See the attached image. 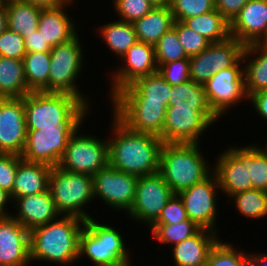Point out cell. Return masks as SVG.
Segmentation results:
<instances>
[{
    "label": "cell",
    "mask_w": 267,
    "mask_h": 266,
    "mask_svg": "<svg viewBox=\"0 0 267 266\" xmlns=\"http://www.w3.org/2000/svg\"><path fill=\"white\" fill-rule=\"evenodd\" d=\"M111 120L109 165L138 177L159 172L162 139L154 134L130 130L113 113Z\"/></svg>",
    "instance_id": "1"
},
{
    "label": "cell",
    "mask_w": 267,
    "mask_h": 266,
    "mask_svg": "<svg viewBox=\"0 0 267 266\" xmlns=\"http://www.w3.org/2000/svg\"><path fill=\"white\" fill-rule=\"evenodd\" d=\"M84 225L79 217L60 215L29 231L31 264L38 260L72 266L79 261V236Z\"/></svg>",
    "instance_id": "2"
},
{
    "label": "cell",
    "mask_w": 267,
    "mask_h": 266,
    "mask_svg": "<svg viewBox=\"0 0 267 266\" xmlns=\"http://www.w3.org/2000/svg\"><path fill=\"white\" fill-rule=\"evenodd\" d=\"M200 146V143L163 144L159 173L175 194L205 180L214 172Z\"/></svg>",
    "instance_id": "3"
},
{
    "label": "cell",
    "mask_w": 267,
    "mask_h": 266,
    "mask_svg": "<svg viewBox=\"0 0 267 266\" xmlns=\"http://www.w3.org/2000/svg\"><path fill=\"white\" fill-rule=\"evenodd\" d=\"M91 108L89 103L82 102L57 127L27 130L26 144L21 158L50 167L58 166L69 138L85 123L91 114L89 113Z\"/></svg>",
    "instance_id": "4"
},
{
    "label": "cell",
    "mask_w": 267,
    "mask_h": 266,
    "mask_svg": "<svg viewBox=\"0 0 267 266\" xmlns=\"http://www.w3.org/2000/svg\"><path fill=\"white\" fill-rule=\"evenodd\" d=\"M110 223L89 218L79 236V260L87 258L95 266H123L131 262L125 238Z\"/></svg>",
    "instance_id": "5"
},
{
    "label": "cell",
    "mask_w": 267,
    "mask_h": 266,
    "mask_svg": "<svg viewBox=\"0 0 267 266\" xmlns=\"http://www.w3.org/2000/svg\"><path fill=\"white\" fill-rule=\"evenodd\" d=\"M48 188L61 215L76 216L84 221L93 218L85 210L91 201L96 200L91 175L68 172L55 166L50 172Z\"/></svg>",
    "instance_id": "6"
},
{
    "label": "cell",
    "mask_w": 267,
    "mask_h": 266,
    "mask_svg": "<svg viewBox=\"0 0 267 266\" xmlns=\"http://www.w3.org/2000/svg\"><path fill=\"white\" fill-rule=\"evenodd\" d=\"M81 38L78 33L69 41L52 47L50 51V66L48 77V93H67L78 97L82 102L89 103V97L84 95L78 86V78L84 69L85 55ZM83 67V68H82Z\"/></svg>",
    "instance_id": "7"
},
{
    "label": "cell",
    "mask_w": 267,
    "mask_h": 266,
    "mask_svg": "<svg viewBox=\"0 0 267 266\" xmlns=\"http://www.w3.org/2000/svg\"><path fill=\"white\" fill-rule=\"evenodd\" d=\"M82 101L67 93L30 92L24 96L27 130L57 127Z\"/></svg>",
    "instance_id": "8"
},
{
    "label": "cell",
    "mask_w": 267,
    "mask_h": 266,
    "mask_svg": "<svg viewBox=\"0 0 267 266\" xmlns=\"http://www.w3.org/2000/svg\"><path fill=\"white\" fill-rule=\"evenodd\" d=\"M81 130L82 126L69 138L58 166L68 172L93 176L109 164L108 139L80 134Z\"/></svg>",
    "instance_id": "9"
},
{
    "label": "cell",
    "mask_w": 267,
    "mask_h": 266,
    "mask_svg": "<svg viewBox=\"0 0 267 266\" xmlns=\"http://www.w3.org/2000/svg\"><path fill=\"white\" fill-rule=\"evenodd\" d=\"M204 89L208 105L219 119L230 113L228 111L236 103L247 101L243 59L232 67L214 73L204 84Z\"/></svg>",
    "instance_id": "10"
},
{
    "label": "cell",
    "mask_w": 267,
    "mask_h": 266,
    "mask_svg": "<svg viewBox=\"0 0 267 266\" xmlns=\"http://www.w3.org/2000/svg\"><path fill=\"white\" fill-rule=\"evenodd\" d=\"M219 118L212 110H193L168 106L162 134L164 143H200L204 132Z\"/></svg>",
    "instance_id": "11"
},
{
    "label": "cell",
    "mask_w": 267,
    "mask_h": 266,
    "mask_svg": "<svg viewBox=\"0 0 267 266\" xmlns=\"http://www.w3.org/2000/svg\"><path fill=\"white\" fill-rule=\"evenodd\" d=\"M221 191L216 174L213 172L205 180L194 184L190 188L178 193L182 199L188 219L195 222L200 228L218 232L217 225L218 205L217 197Z\"/></svg>",
    "instance_id": "12"
},
{
    "label": "cell",
    "mask_w": 267,
    "mask_h": 266,
    "mask_svg": "<svg viewBox=\"0 0 267 266\" xmlns=\"http://www.w3.org/2000/svg\"><path fill=\"white\" fill-rule=\"evenodd\" d=\"M112 113L134 132L160 136L167 106L147 99H110Z\"/></svg>",
    "instance_id": "13"
},
{
    "label": "cell",
    "mask_w": 267,
    "mask_h": 266,
    "mask_svg": "<svg viewBox=\"0 0 267 266\" xmlns=\"http://www.w3.org/2000/svg\"><path fill=\"white\" fill-rule=\"evenodd\" d=\"M174 194L159 172L140 176L136 183L134 203L127 213L128 218L150 227Z\"/></svg>",
    "instance_id": "14"
},
{
    "label": "cell",
    "mask_w": 267,
    "mask_h": 266,
    "mask_svg": "<svg viewBox=\"0 0 267 266\" xmlns=\"http://www.w3.org/2000/svg\"><path fill=\"white\" fill-rule=\"evenodd\" d=\"M93 178L94 199L118 212L128 213L135 200L138 176L121 172L109 164ZM100 198V199H99Z\"/></svg>",
    "instance_id": "15"
},
{
    "label": "cell",
    "mask_w": 267,
    "mask_h": 266,
    "mask_svg": "<svg viewBox=\"0 0 267 266\" xmlns=\"http://www.w3.org/2000/svg\"><path fill=\"white\" fill-rule=\"evenodd\" d=\"M244 48L234 37L210 43L205 50L189 58L190 79L204 85L214 73L234 66L242 58Z\"/></svg>",
    "instance_id": "16"
},
{
    "label": "cell",
    "mask_w": 267,
    "mask_h": 266,
    "mask_svg": "<svg viewBox=\"0 0 267 266\" xmlns=\"http://www.w3.org/2000/svg\"><path fill=\"white\" fill-rule=\"evenodd\" d=\"M213 165L219 188L225 197L230 198L237 193L253 189L248 174V145L229 146L219 153Z\"/></svg>",
    "instance_id": "17"
},
{
    "label": "cell",
    "mask_w": 267,
    "mask_h": 266,
    "mask_svg": "<svg viewBox=\"0 0 267 266\" xmlns=\"http://www.w3.org/2000/svg\"><path fill=\"white\" fill-rule=\"evenodd\" d=\"M120 61L122 66L118 65V68H114L111 71L113 73L110 74L111 97L109 99L136 79L158 72L154 46L151 44L137 41L126 51Z\"/></svg>",
    "instance_id": "18"
},
{
    "label": "cell",
    "mask_w": 267,
    "mask_h": 266,
    "mask_svg": "<svg viewBox=\"0 0 267 266\" xmlns=\"http://www.w3.org/2000/svg\"><path fill=\"white\" fill-rule=\"evenodd\" d=\"M26 139L24 97L0 99V153L21 156Z\"/></svg>",
    "instance_id": "19"
},
{
    "label": "cell",
    "mask_w": 267,
    "mask_h": 266,
    "mask_svg": "<svg viewBox=\"0 0 267 266\" xmlns=\"http://www.w3.org/2000/svg\"><path fill=\"white\" fill-rule=\"evenodd\" d=\"M30 266L29 230L12 216L0 217V266Z\"/></svg>",
    "instance_id": "20"
},
{
    "label": "cell",
    "mask_w": 267,
    "mask_h": 266,
    "mask_svg": "<svg viewBox=\"0 0 267 266\" xmlns=\"http://www.w3.org/2000/svg\"><path fill=\"white\" fill-rule=\"evenodd\" d=\"M13 204L17 212H12L11 216L29 231L46 225L61 215L56 209L49 188L38 194L18 197Z\"/></svg>",
    "instance_id": "21"
},
{
    "label": "cell",
    "mask_w": 267,
    "mask_h": 266,
    "mask_svg": "<svg viewBox=\"0 0 267 266\" xmlns=\"http://www.w3.org/2000/svg\"><path fill=\"white\" fill-rule=\"evenodd\" d=\"M267 29V0H249L230 23V36L244 46L257 43Z\"/></svg>",
    "instance_id": "22"
},
{
    "label": "cell",
    "mask_w": 267,
    "mask_h": 266,
    "mask_svg": "<svg viewBox=\"0 0 267 266\" xmlns=\"http://www.w3.org/2000/svg\"><path fill=\"white\" fill-rule=\"evenodd\" d=\"M218 235L201 228L195 235L172 246V262L175 266H204L211 249L220 240Z\"/></svg>",
    "instance_id": "23"
},
{
    "label": "cell",
    "mask_w": 267,
    "mask_h": 266,
    "mask_svg": "<svg viewBox=\"0 0 267 266\" xmlns=\"http://www.w3.org/2000/svg\"><path fill=\"white\" fill-rule=\"evenodd\" d=\"M72 4L75 5L74 0L58 8L41 10L37 30L51 47L69 41L79 31L76 28L78 26L76 21L66 13L68 11L66 7H71Z\"/></svg>",
    "instance_id": "24"
},
{
    "label": "cell",
    "mask_w": 267,
    "mask_h": 266,
    "mask_svg": "<svg viewBox=\"0 0 267 266\" xmlns=\"http://www.w3.org/2000/svg\"><path fill=\"white\" fill-rule=\"evenodd\" d=\"M52 167L24 160L19 156L11 198L31 196L46 191L49 187V176Z\"/></svg>",
    "instance_id": "25"
},
{
    "label": "cell",
    "mask_w": 267,
    "mask_h": 266,
    "mask_svg": "<svg viewBox=\"0 0 267 266\" xmlns=\"http://www.w3.org/2000/svg\"><path fill=\"white\" fill-rule=\"evenodd\" d=\"M169 94H171V85L159 72H156L136 79L111 99H147V101L163 102L168 107Z\"/></svg>",
    "instance_id": "26"
},
{
    "label": "cell",
    "mask_w": 267,
    "mask_h": 266,
    "mask_svg": "<svg viewBox=\"0 0 267 266\" xmlns=\"http://www.w3.org/2000/svg\"><path fill=\"white\" fill-rule=\"evenodd\" d=\"M242 59L244 62V81L247 97L267 90V48L256 43L246 45Z\"/></svg>",
    "instance_id": "27"
},
{
    "label": "cell",
    "mask_w": 267,
    "mask_h": 266,
    "mask_svg": "<svg viewBox=\"0 0 267 266\" xmlns=\"http://www.w3.org/2000/svg\"><path fill=\"white\" fill-rule=\"evenodd\" d=\"M174 22L170 7H154L132 24L139 42L155 46L160 37L173 27Z\"/></svg>",
    "instance_id": "28"
},
{
    "label": "cell",
    "mask_w": 267,
    "mask_h": 266,
    "mask_svg": "<svg viewBox=\"0 0 267 266\" xmlns=\"http://www.w3.org/2000/svg\"><path fill=\"white\" fill-rule=\"evenodd\" d=\"M30 92L23 61L0 56V99L21 98Z\"/></svg>",
    "instance_id": "29"
},
{
    "label": "cell",
    "mask_w": 267,
    "mask_h": 266,
    "mask_svg": "<svg viewBox=\"0 0 267 266\" xmlns=\"http://www.w3.org/2000/svg\"><path fill=\"white\" fill-rule=\"evenodd\" d=\"M100 38H103L104 44L114 54L121 58L126 51L138 40L132 23L118 19L112 22H106L98 27Z\"/></svg>",
    "instance_id": "30"
},
{
    "label": "cell",
    "mask_w": 267,
    "mask_h": 266,
    "mask_svg": "<svg viewBox=\"0 0 267 266\" xmlns=\"http://www.w3.org/2000/svg\"><path fill=\"white\" fill-rule=\"evenodd\" d=\"M7 8L8 29L23 38L38 28L41 8L20 0H5Z\"/></svg>",
    "instance_id": "31"
},
{
    "label": "cell",
    "mask_w": 267,
    "mask_h": 266,
    "mask_svg": "<svg viewBox=\"0 0 267 266\" xmlns=\"http://www.w3.org/2000/svg\"><path fill=\"white\" fill-rule=\"evenodd\" d=\"M183 23L210 43L225 41L230 36V23L215 9L187 18Z\"/></svg>",
    "instance_id": "32"
},
{
    "label": "cell",
    "mask_w": 267,
    "mask_h": 266,
    "mask_svg": "<svg viewBox=\"0 0 267 266\" xmlns=\"http://www.w3.org/2000/svg\"><path fill=\"white\" fill-rule=\"evenodd\" d=\"M22 61L28 89L48 93L50 52L26 53Z\"/></svg>",
    "instance_id": "33"
},
{
    "label": "cell",
    "mask_w": 267,
    "mask_h": 266,
    "mask_svg": "<svg viewBox=\"0 0 267 266\" xmlns=\"http://www.w3.org/2000/svg\"><path fill=\"white\" fill-rule=\"evenodd\" d=\"M168 106L193 110H211L205 95L204 85L192 80L171 86Z\"/></svg>",
    "instance_id": "34"
},
{
    "label": "cell",
    "mask_w": 267,
    "mask_h": 266,
    "mask_svg": "<svg viewBox=\"0 0 267 266\" xmlns=\"http://www.w3.org/2000/svg\"><path fill=\"white\" fill-rule=\"evenodd\" d=\"M235 204V210L238 214L247 219L267 218V192L251 189L237 193L230 197Z\"/></svg>",
    "instance_id": "35"
},
{
    "label": "cell",
    "mask_w": 267,
    "mask_h": 266,
    "mask_svg": "<svg viewBox=\"0 0 267 266\" xmlns=\"http://www.w3.org/2000/svg\"><path fill=\"white\" fill-rule=\"evenodd\" d=\"M152 237L160 244L174 246L181 241L195 235L201 228L190 219L178 224L151 225L148 227Z\"/></svg>",
    "instance_id": "36"
},
{
    "label": "cell",
    "mask_w": 267,
    "mask_h": 266,
    "mask_svg": "<svg viewBox=\"0 0 267 266\" xmlns=\"http://www.w3.org/2000/svg\"><path fill=\"white\" fill-rule=\"evenodd\" d=\"M204 266H248V252L219 240L211 249Z\"/></svg>",
    "instance_id": "37"
},
{
    "label": "cell",
    "mask_w": 267,
    "mask_h": 266,
    "mask_svg": "<svg viewBox=\"0 0 267 266\" xmlns=\"http://www.w3.org/2000/svg\"><path fill=\"white\" fill-rule=\"evenodd\" d=\"M154 51L157 67L168 62L189 58L185 54L173 27L160 37L158 43L154 46Z\"/></svg>",
    "instance_id": "38"
},
{
    "label": "cell",
    "mask_w": 267,
    "mask_h": 266,
    "mask_svg": "<svg viewBox=\"0 0 267 266\" xmlns=\"http://www.w3.org/2000/svg\"><path fill=\"white\" fill-rule=\"evenodd\" d=\"M255 144L248 145V174L253 189L267 192V155Z\"/></svg>",
    "instance_id": "39"
},
{
    "label": "cell",
    "mask_w": 267,
    "mask_h": 266,
    "mask_svg": "<svg viewBox=\"0 0 267 266\" xmlns=\"http://www.w3.org/2000/svg\"><path fill=\"white\" fill-rule=\"evenodd\" d=\"M170 10L175 21H184L215 10L214 0H171Z\"/></svg>",
    "instance_id": "40"
},
{
    "label": "cell",
    "mask_w": 267,
    "mask_h": 266,
    "mask_svg": "<svg viewBox=\"0 0 267 266\" xmlns=\"http://www.w3.org/2000/svg\"><path fill=\"white\" fill-rule=\"evenodd\" d=\"M173 28L176 30L184 52L189 58L198 55L210 44L205 37L186 26L182 21H175Z\"/></svg>",
    "instance_id": "41"
},
{
    "label": "cell",
    "mask_w": 267,
    "mask_h": 266,
    "mask_svg": "<svg viewBox=\"0 0 267 266\" xmlns=\"http://www.w3.org/2000/svg\"><path fill=\"white\" fill-rule=\"evenodd\" d=\"M113 10L120 20L133 23L150 12L154 6L149 0H112Z\"/></svg>",
    "instance_id": "42"
},
{
    "label": "cell",
    "mask_w": 267,
    "mask_h": 266,
    "mask_svg": "<svg viewBox=\"0 0 267 266\" xmlns=\"http://www.w3.org/2000/svg\"><path fill=\"white\" fill-rule=\"evenodd\" d=\"M158 72L171 86L190 81L189 58L160 65Z\"/></svg>",
    "instance_id": "43"
},
{
    "label": "cell",
    "mask_w": 267,
    "mask_h": 266,
    "mask_svg": "<svg viewBox=\"0 0 267 266\" xmlns=\"http://www.w3.org/2000/svg\"><path fill=\"white\" fill-rule=\"evenodd\" d=\"M26 55L24 38L9 29L0 34V56L23 60Z\"/></svg>",
    "instance_id": "44"
},
{
    "label": "cell",
    "mask_w": 267,
    "mask_h": 266,
    "mask_svg": "<svg viewBox=\"0 0 267 266\" xmlns=\"http://www.w3.org/2000/svg\"><path fill=\"white\" fill-rule=\"evenodd\" d=\"M188 219L182 199L174 194L166 203L158 219L152 225L178 224Z\"/></svg>",
    "instance_id": "45"
},
{
    "label": "cell",
    "mask_w": 267,
    "mask_h": 266,
    "mask_svg": "<svg viewBox=\"0 0 267 266\" xmlns=\"http://www.w3.org/2000/svg\"><path fill=\"white\" fill-rule=\"evenodd\" d=\"M19 155L0 153V188L12 193Z\"/></svg>",
    "instance_id": "46"
},
{
    "label": "cell",
    "mask_w": 267,
    "mask_h": 266,
    "mask_svg": "<svg viewBox=\"0 0 267 266\" xmlns=\"http://www.w3.org/2000/svg\"><path fill=\"white\" fill-rule=\"evenodd\" d=\"M215 9L229 22L237 16L249 0H214Z\"/></svg>",
    "instance_id": "47"
},
{
    "label": "cell",
    "mask_w": 267,
    "mask_h": 266,
    "mask_svg": "<svg viewBox=\"0 0 267 266\" xmlns=\"http://www.w3.org/2000/svg\"><path fill=\"white\" fill-rule=\"evenodd\" d=\"M24 43L26 53L50 52L52 49L38 30L24 37Z\"/></svg>",
    "instance_id": "48"
},
{
    "label": "cell",
    "mask_w": 267,
    "mask_h": 266,
    "mask_svg": "<svg viewBox=\"0 0 267 266\" xmlns=\"http://www.w3.org/2000/svg\"><path fill=\"white\" fill-rule=\"evenodd\" d=\"M248 100L250 101V104H252L253 109H255L258 116L267 122V90L250 95Z\"/></svg>",
    "instance_id": "49"
},
{
    "label": "cell",
    "mask_w": 267,
    "mask_h": 266,
    "mask_svg": "<svg viewBox=\"0 0 267 266\" xmlns=\"http://www.w3.org/2000/svg\"><path fill=\"white\" fill-rule=\"evenodd\" d=\"M31 3L41 9H54L67 4L70 0H20Z\"/></svg>",
    "instance_id": "50"
},
{
    "label": "cell",
    "mask_w": 267,
    "mask_h": 266,
    "mask_svg": "<svg viewBox=\"0 0 267 266\" xmlns=\"http://www.w3.org/2000/svg\"><path fill=\"white\" fill-rule=\"evenodd\" d=\"M8 203H13L10 193L0 188V217L11 216L12 212L10 213L7 209Z\"/></svg>",
    "instance_id": "51"
},
{
    "label": "cell",
    "mask_w": 267,
    "mask_h": 266,
    "mask_svg": "<svg viewBox=\"0 0 267 266\" xmlns=\"http://www.w3.org/2000/svg\"><path fill=\"white\" fill-rule=\"evenodd\" d=\"M248 251V266H267V254L257 253L254 254Z\"/></svg>",
    "instance_id": "52"
},
{
    "label": "cell",
    "mask_w": 267,
    "mask_h": 266,
    "mask_svg": "<svg viewBox=\"0 0 267 266\" xmlns=\"http://www.w3.org/2000/svg\"><path fill=\"white\" fill-rule=\"evenodd\" d=\"M8 29L6 1L0 0V34Z\"/></svg>",
    "instance_id": "53"
},
{
    "label": "cell",
    "mask_w": 267,
    "mask_h": 266,
    "mask_svg": "<svg viewBox=\"0 0 267 266\" xmlns=\"http://www.w3.org/2000/svg\"><path fill=\"white\" fill-rule=\"evenodd\" d=\"M154 7H170L171 0H149Z\"/></svg>",
    "instance_id": "54"
},
{
    "label": "cell",
    "mask_w": 267,
    "mask_h": 266,
    "mask_svg": "<svg viewBox=\"0 0 267 266\" xmlns=\"http://www.w3.org/2000/svg\"><path fill=\"white\" fill-rule=\"evenodd\" d=\"M256 44L267 48V29H266L265 34L261 37V39Z\"/></svg>",
    "instance_id": "55"
},
{
    "label": "cell",
    "mask_w": 267,
    "mask_h": 266,
    "mask_svg": "<svg viewBox=\"0 0 267 266\" xmlns=\"http://www.w3.org/2000/svg\"><path fill=\"white\" fill-rule=\"evenodd\" d=\"M259 148L267 155V141H266L264 147H262L261 144H260Z\"/></svg>",
    "instance_id": "56"
},
{
    "label": "cell",
    "mask_w": 267,
    "mask_h": 266,
    "mask_svg": "<svg viewBox=\"0 0 267 266\" xmlns=\"http://www.w3.org/2000/svg\"><path fill=\"white\" fill-rule=\"evenodd\" d=\"M132 263H133V262L131 261V262H129V263L123 265V266H133Z\"/></svg>",
    "instance_id": "57"
}]
</instances>
